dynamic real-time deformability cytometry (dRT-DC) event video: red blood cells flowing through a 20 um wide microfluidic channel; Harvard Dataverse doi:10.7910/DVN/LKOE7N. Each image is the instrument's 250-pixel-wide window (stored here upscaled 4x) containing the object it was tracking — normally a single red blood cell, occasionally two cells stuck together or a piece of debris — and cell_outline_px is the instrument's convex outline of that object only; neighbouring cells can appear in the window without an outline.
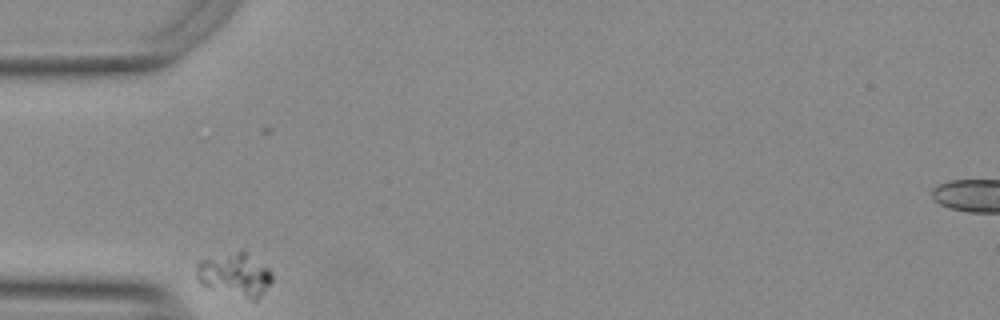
{"species": "Egyptian fruit bat (a non-hibernating species)", "species_latin": "Rousettus aegyptiacus", "temperature_condition": "warm", "stored_images_in_passage": 31, "camera_frame_rate_fps": 3000, "um_per_image_px": 0.085, "animal": {"sex": "female"}, "frame": {"image": 1, "passage_image": 1, "time_ms": 0.0, "image_size_px": [1000, 320], "cell_outline_px": [[272, 280], [256, 300], [252, 300], [204, 288], [200, 284], [196, 276], [196, 264], [200, 260], [236, 252], [244, 252], [268, 268], [272, 272]], "centroid_in_image_um": [19.91, 23.39], "position_along_channel_um": 65.1, "area_um2": 18.9}}
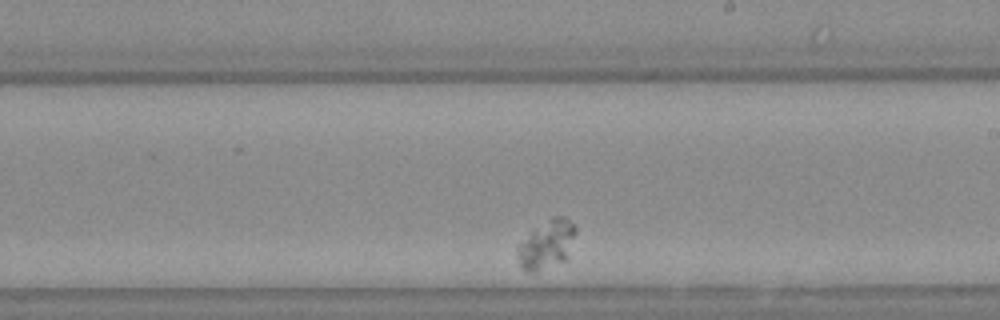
{"frame": {"image": 2, "passage_image": 19, "time_ms": 6.0, "image_size_px": [1000, 320], "cell_outline_px": [[576, 232], [564, 260], [536, 272], [528, 272], [520, 268], [516, 256], [516, 244], [552, 216], [564, 216], [576, 224]], "centroid_in_image_um": [46.41, 20.78], "position_along_channel_um": 242.6, "area_um2": 16.42}}
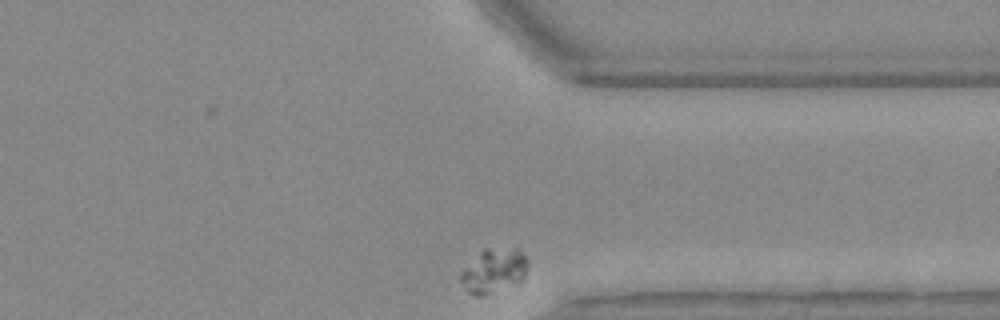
{"frame": {"image": 3, "passage_image": 31, "time_ms": 10.0, "image_size_px": [1000, 320], "cell_outline_px": [[528, 264], [524, 280], [520, 284], [480, 296], [472, 296], [464, 288], [460, 280], [460, 272], [484, 248], [520, 248], [528, 260]], "centroid_in_image_um": [42.01, 23.02], "position_along_channel_um": 369.4, "area_um2": 17.74}}